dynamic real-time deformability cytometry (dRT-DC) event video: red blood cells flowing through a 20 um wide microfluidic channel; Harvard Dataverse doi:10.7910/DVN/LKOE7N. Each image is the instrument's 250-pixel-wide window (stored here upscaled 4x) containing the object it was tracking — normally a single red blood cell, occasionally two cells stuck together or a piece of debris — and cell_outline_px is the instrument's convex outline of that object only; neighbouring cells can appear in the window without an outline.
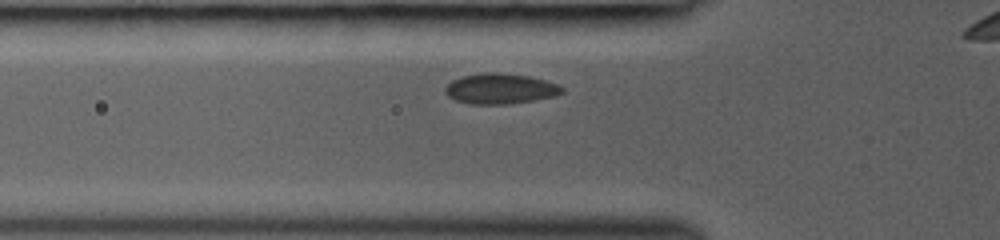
{"species": "common noctule bat (a hibernating species)", "species_latin": "Nyctalus noctula", "temperature_condition": "room temperature", "stored_images_in_passage": 27, "segment_of_instrument_passage": [1, 2], "camera_frame_rate_fps": 3000, "um_per_image_px": 0.085, "animal": {"sex": "female", "body_mass_g": 19.0, "forearm_length_mm": 53.3}, "frame": {"image": 1, "passage_image": 2, "time_ms": 0.333, "image_size_px": [1000, 240], "cell_outline_px": [[564, 92], [556, 96], [536, 100], [508, 104], [468, 104], [456, 100], [448, 96], [444, 92], [444, 88], [452, 80], [464, 76], [480, 72], [500, 72], [528, 76], [544, 80], [556, 84], [564, 88]], "centroid_in_image_um": [42.52, 7.54], "position_along_channel_um": 83.3, "area_um2": 20.87}}
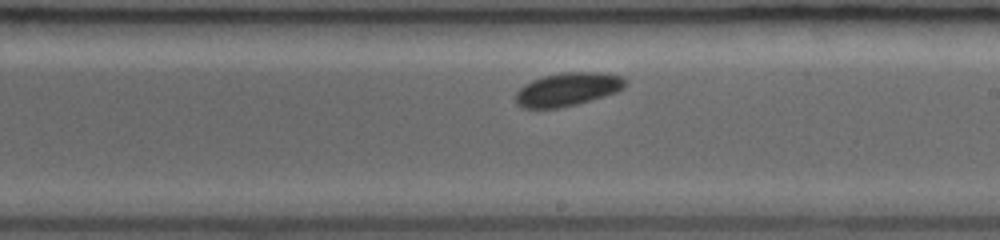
{"frame": {"image": 2, "passage_image": 13, "time_ms": 4.0, "image_size_px": [1000, 240], "cell_outline_px": [[628, 84], [624, 88], [616, 92], [604, 96], [576, 104], [560, 108], [520, 108], [516, 104], [516, 92], [524, 84], [532, 80], [544, 76], [564, 72], [596, 72], [624, 76], [628, 80]], "centroid_in_image_um": [48.27, 7.59], "position_along_channel_um": 240.7, "area_um2": 21.44}}
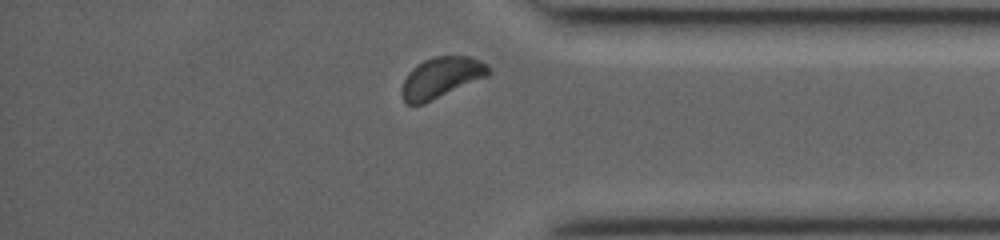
{"frame": {"image": 3, "passage_image": 24, "time_ms": 7.667, "image_size_px": [1000, 240], "cell_outline_px": [[492, 72], [488, 76], [424, 104], [408, 104], [404, 100], [400, 92], [400, 88], [408, 72], [416, 64], [424, 60], [436, 56], [468, 56], [480, 60], [492, 68]], "centroid_in_image_um": [37.51, 6.59], "position_along_channel_um": 397.7, "area_um2": 20.81}}